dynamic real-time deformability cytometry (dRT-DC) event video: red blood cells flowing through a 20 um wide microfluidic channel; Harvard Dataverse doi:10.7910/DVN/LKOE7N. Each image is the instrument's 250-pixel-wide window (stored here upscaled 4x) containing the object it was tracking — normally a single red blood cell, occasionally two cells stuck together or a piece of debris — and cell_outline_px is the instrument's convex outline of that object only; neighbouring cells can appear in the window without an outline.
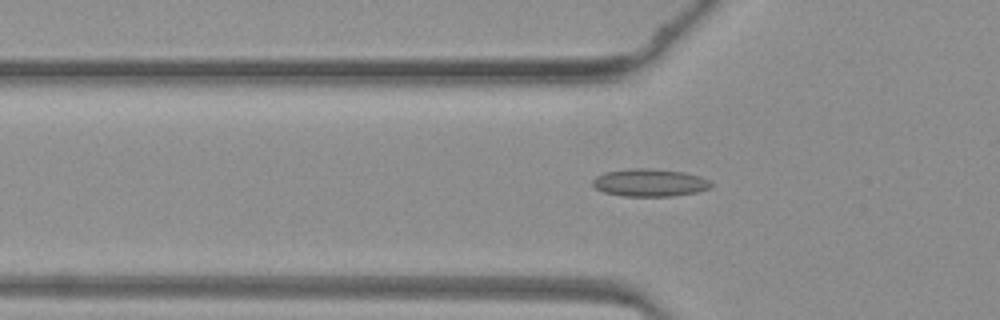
{"species": "common noctule bat (a hibernating species)", "species_latin": "Nyctalus noctula", "temperature_condition": "warm", "stored_images_in_passage": 33, "camera_frame_rate_fps": 3000, "um_per_image_px": 0.085, "animal": {"sex": "female", "body_mass_g": 19.3, "forearm_length_mm": 54.1}, "frame": {"image": 1, "passage_image": 4, "time_ms": 1.0, "image_size_px": [1000, 320], "cell_outline_px": [[716, 184], [712, 188], [696, 192], [672, 196], [624, 196], [604, 192], [596, 188], [592, 184], [592, 180], [596, 176], [604, 172], [628, 168], [652, 168], [684, 172], [700, 176]], "centroid_in_image_um": [55.25, 15.52], "position_along_channel_um": 70.5, "area_um2": 19.31}}
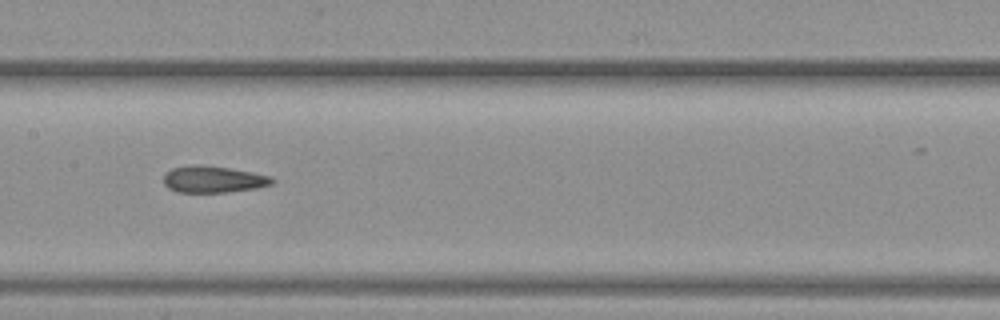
{"frame": {"image": 2, "passage_image": 12, "time_ms": 3.667, "image_size_px": [1000, 320], "cell_outline_px": [[276, 180], [272, 184], [256, 188], [228, 192], [176, 192], [168, 188], [164, 184], [164, 176], [172, 168], [192, 164], [200, 164], [228, 168], [252, 172], [272, 176]], "centroid_in_image_um": [18.14, 15.24], "position_along_channel_um": 189.3, "area_um2": 16.94}}
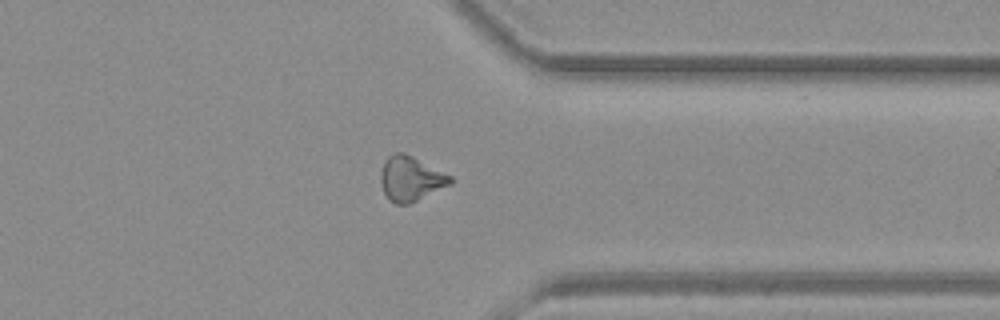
{"frame": {"image": 3, "passage_image": 25, "time_ms": 8.0, "image_size_px": [1000, 320], "cell_outline_px": [[452, 184], [408, 204], [396, 204], [384, 192], [380, 180], [380, 172], [384, 160], [388, 156], [396, 152], [404, 152], [452, 176]], "centroid_in_image_um": [34.9, 15.17], "position_along_channel_um": 376.5, "area_um2": 17.98}}